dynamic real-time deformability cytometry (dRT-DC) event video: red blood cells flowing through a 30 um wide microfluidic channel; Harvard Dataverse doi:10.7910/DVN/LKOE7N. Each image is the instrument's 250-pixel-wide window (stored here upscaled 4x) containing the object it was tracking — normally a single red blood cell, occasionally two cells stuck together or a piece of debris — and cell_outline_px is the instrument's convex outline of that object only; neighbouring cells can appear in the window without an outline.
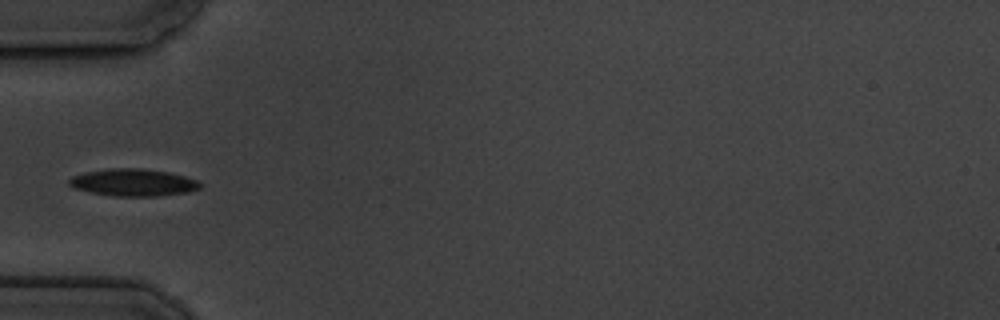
{"species": "common noctule bat (a hibernating species)", "species_latin": "Nyctalus noctula", "temperature_condition": "cold", "stored_images_in_passage": 4, "camera_frame_rate_fps": 3000, "um_per_image_px": 0.085, "animal": {"sex": "male", "body_mass_g": 19.5, "forearm_length_mm": 54.6}, "frame": {"image": 1, "passage_image": 4, "time_ms": 4.333, "image_size_px": [1000, 320], "cell_outline_px": [[200, 188], [188, 192], [160, 196], [112, 196], [88, 192], [72, 188], [68, 184], [68, 180], [72, 176], [84, 172], [108, 168], [140, 168], [168, 172], [184, 176], [196, 180], [200, 184]], "centroid_in_image_um": [11.26, 15.51], "position_along_channel_um": 73.7, "area_um2": 20.92}}